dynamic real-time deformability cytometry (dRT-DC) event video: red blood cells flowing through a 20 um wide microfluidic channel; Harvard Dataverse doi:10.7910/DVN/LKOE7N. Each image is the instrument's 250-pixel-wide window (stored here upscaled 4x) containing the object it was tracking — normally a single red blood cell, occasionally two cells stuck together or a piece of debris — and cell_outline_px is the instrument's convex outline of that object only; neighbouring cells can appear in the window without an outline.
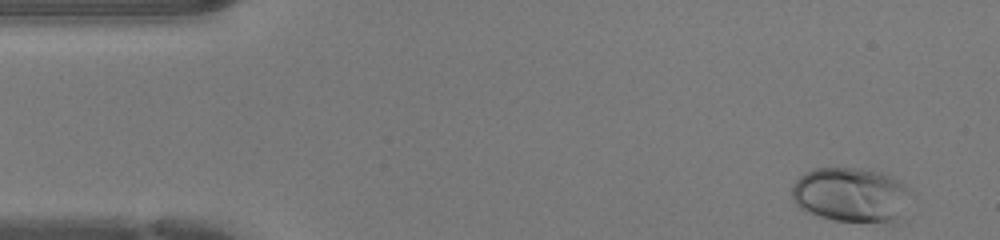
{"species": "human", "species_latin": "Homo sapiens", "temperature_condition": "warm", "stored_images_in_passage": 45, "camera_frame_rate_fps": 3000, "um_per_image_px": 0.085, "donor": {"sex": "female"}, "frame": {"image": 1, "passage_image": 1, "time_ms": 0.0, "image_size_px": [1000, 240], "cell_outline_px": [[916, 196], [892, 220], [832, 220], [820, 216], [800, 208], [792, 200], [792, 188], [796, 180], [804, 172], [816, 168], [860, 168], [880, 172], [904, 184]], "centroid_in_image_um": [72.31, 16.51], "position_along_channel_um": 12.7, "area_um2": 37.22}}
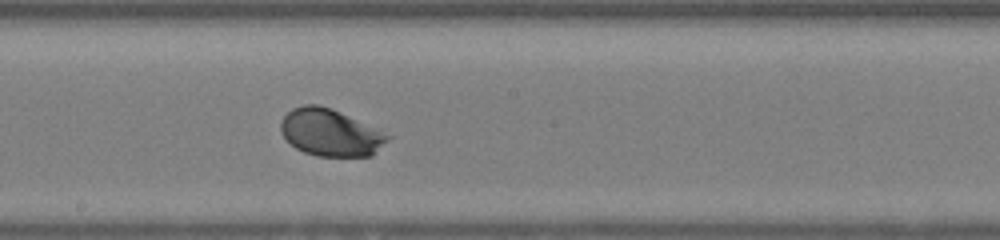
{"frame": {"image": 2, "passage_image": 23, "time_ms": 7.333, "image_size_px": [1000, 240], "cell_outline_px": [[392, 136], [372, 156], [316, 156], [304, 152], [296, 148], [280, 132], [280, 124], [284, 116], [292, 108], [304, 104], [316, 104], [340, 112]], "centroid_in_image_um": [28.06, 11.28], "position_along_channel_um": 220.1, "area_um2": 28.96}}
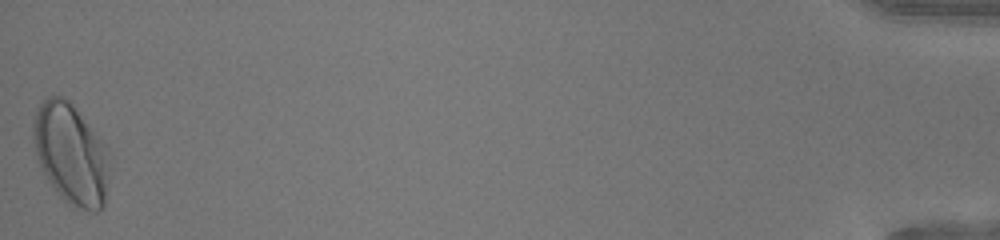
{"frame": {"image": 3, "passage_image": 45, "time_ms": 14.667, "image_size_px": [1000, 240], "cell_outline_px": [[104, 208], [96, 212], [92, 212], [68, 204], [60, 196], [48, 180], [40, 164], [32, 140], [32, 120], [36, 108], [40, 100], [48, 96], [64, 96], [72, 104], [100, 136], [104, 176]], "centroid_in_image_um": [5.89, 13.01], "position_along_channel_um": 429.3, "area_um2": 43.29}, "authors_computed_cell_mechanics": {"area_um2": 30.4606, "velocity_mm_per_s": 4.2847, "shape_relaxation_time_tau1_ms": 1.8648, "shape_relaxation_time_tau2_ms": null, "deformation_change_tau1": 0.1256, "deformation_change_tau2": null}}